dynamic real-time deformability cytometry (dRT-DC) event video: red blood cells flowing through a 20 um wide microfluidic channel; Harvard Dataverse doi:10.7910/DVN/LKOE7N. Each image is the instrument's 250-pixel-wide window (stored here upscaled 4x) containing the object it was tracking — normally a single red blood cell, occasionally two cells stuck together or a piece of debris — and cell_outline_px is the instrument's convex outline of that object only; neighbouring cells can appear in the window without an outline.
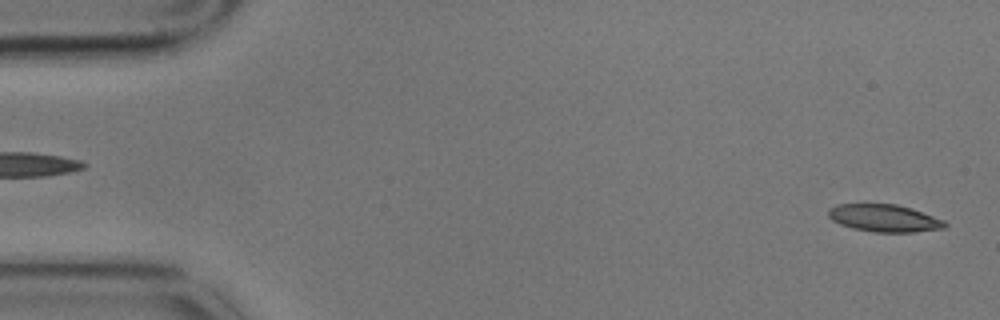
{"species": "common noctule bat (a hibernating species)", "species_latin": "Nyctalus noctula", "temperature_condition": "cold", "stored_images_in_passage": 5, "segment_of_instrument_passage": [2, 2], "camera_frame_rate_fps": 3000, "um_per_image_px": 0.085, "animal": {"sex": "male", "body_mass_g": 17.9}, "frame": {"image": 1, "passage_image": 5, "time_ms": 1.333, "image_size_px": [1000, 320], "cell_outline_px": [[948, 224], [944, 228], [916, 232], [876, 232], [852, 228], [840, 224], [832, 220], [828, 216], [828, 208], [836, 204], [896, 204], [912, 208], [944, 220]], "centroid_in_image_um": [75.16, 18.54], "position_along_channel_um": 9.8, "area_um2": 18.67}}